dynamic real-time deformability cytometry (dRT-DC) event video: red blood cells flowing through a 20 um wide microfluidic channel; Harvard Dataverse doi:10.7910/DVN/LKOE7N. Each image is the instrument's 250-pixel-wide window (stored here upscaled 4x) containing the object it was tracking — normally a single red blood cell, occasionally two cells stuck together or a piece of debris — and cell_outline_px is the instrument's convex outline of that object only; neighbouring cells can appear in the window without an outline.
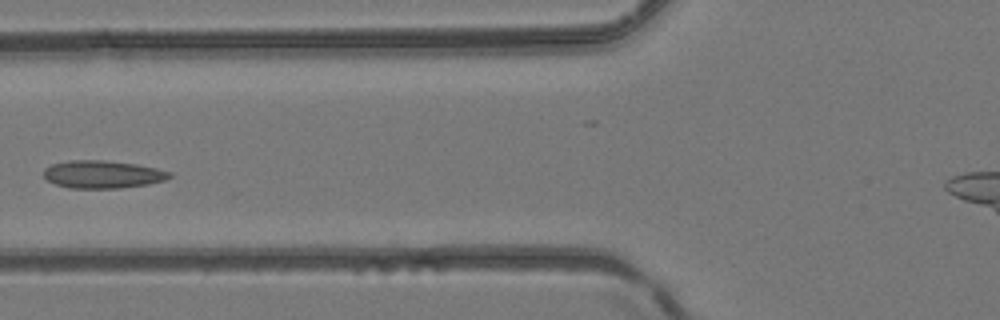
{"species": "common noctule bat (a hibernating species)", "species_latin": "Nyctalus noctula", "temperature_condition": "room temperature", "stored_images_in_passage": 4, "camera_frame_rate_fps": 3000, "um_per_image_px": 0.085, "animal": {"sex": "female", "body_mass_g": 24.6, "forearm_length_mm": 56.2}, "frame": {"image": 1, "passage_image": 4, "time_ms": 1.0, "image_size_px": [1000, 320], "cell_outline_px": [[172, 176], [164, 180], [148, 184], [120, 188], [68, 188], [56, 184], [48, 180], [44, 176], [44, 168], [52, 164], [72, 160], [104, 160], [136, 164], [156, 168], [172, 172]], "centroid_in_image_um": [8.73, 14.82], "position_along_channel_um": 117.1, "area_um2": 20.29}}